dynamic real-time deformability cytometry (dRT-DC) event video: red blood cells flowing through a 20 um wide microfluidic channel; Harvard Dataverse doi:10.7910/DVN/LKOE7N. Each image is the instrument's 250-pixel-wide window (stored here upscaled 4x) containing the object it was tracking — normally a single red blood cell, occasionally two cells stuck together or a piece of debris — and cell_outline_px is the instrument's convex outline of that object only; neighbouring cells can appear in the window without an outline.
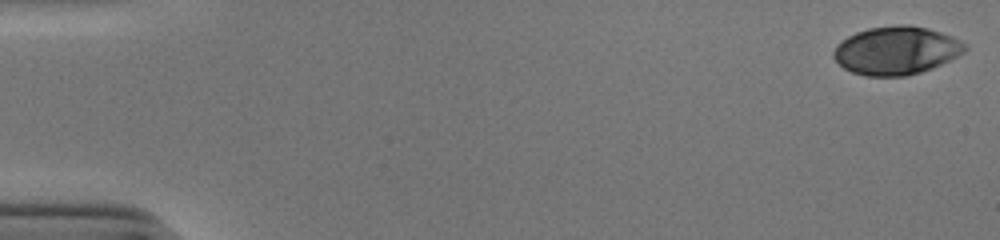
{"species": "human", "species_latin": "Homo sapiens", "temperature_condition": "cold", "stored_images_in_passage": 45, "camera_frame_rate_fps": 3000, "um_per_image_px": 0.085, "donor": {"sex": "male"}, "frame": {"image": 1, "passage_image": 1, "time_ms": 0.0, "image_size_px": [1000, 240], "cell_outline_px": [[968, 48], [964, 52], [932, 68], [908, 76], [868, 76], [852, 72], [844, 68], [832, 56], [832, 52], [836, 44], [840, 40], [856, 32], [868, 28], [900, 24], [908, 24], [928, 28], [952, 36], [968, 44]], "centroid_in_image_um": [76.17, 4.28], "position_along_channel_um": 8.8, "area_um2": 37.05}}
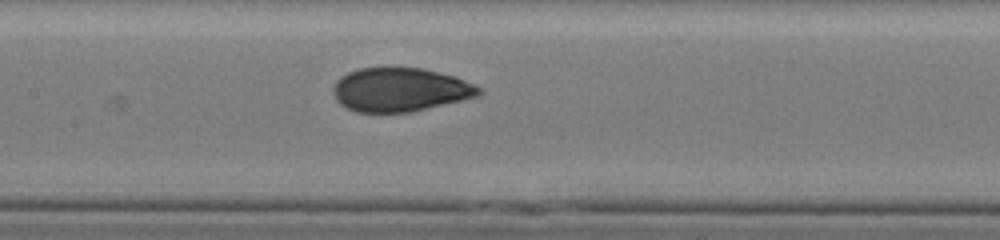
{"frame": {"image": 2, "passage_image": 26, "time_ms": 8.333, "image_size_px": [1000, 240], "cell_outline_px": [[484, 92], [480, 96], [412, 112], [356, 112], [340, 104], [336, 100], [332, 92], [332, 88], [336, 80], [340, 76], [348, 72], [360, 68], [420, 68], [456, 76], [476, 84], [484, 88]], "centroid_in_image_um": [34.05, 7.63], "position_along_channel_um": 173.3, "area_um2": 37.57}}
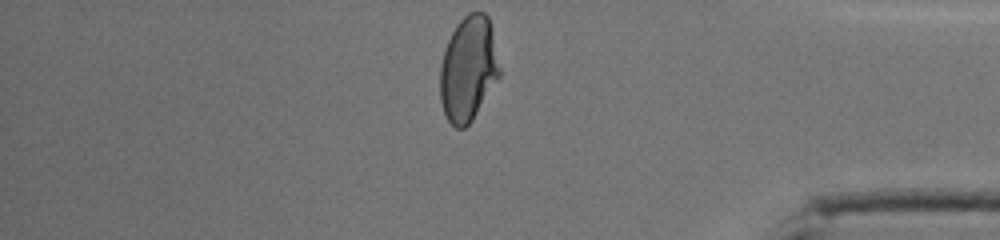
{"frame": {"image": 3, "passage_image": 45, "time_ms": 14.667, "image_size_px": [1000, 240], "cell_outline_px": [[500, 76], [472, 120], [464, 128], [456, 128], [448, 120], [444, 112], [440, 100], [440, 64], [448, 40], [456, 24], [468, 12], [484, 12], [488, 16], [492, 28], [500, 68]], "centroid_in_image_um": [39.81, 5.83], "position_along_channel_um": 395.4, "area_um2": 36.36}, "authors_computed_cell_mechanics": {"area_um2": 37.0498, "velocity_mm_per_s": 3.9102, "shape_relaxation_time_tau1_ms": 6.5706, "shape_relaxation_time_tau2_ms": 0.7592, "deformation_change_tau1": 0.2177, "deformation_change_tau2": 0.0447}}